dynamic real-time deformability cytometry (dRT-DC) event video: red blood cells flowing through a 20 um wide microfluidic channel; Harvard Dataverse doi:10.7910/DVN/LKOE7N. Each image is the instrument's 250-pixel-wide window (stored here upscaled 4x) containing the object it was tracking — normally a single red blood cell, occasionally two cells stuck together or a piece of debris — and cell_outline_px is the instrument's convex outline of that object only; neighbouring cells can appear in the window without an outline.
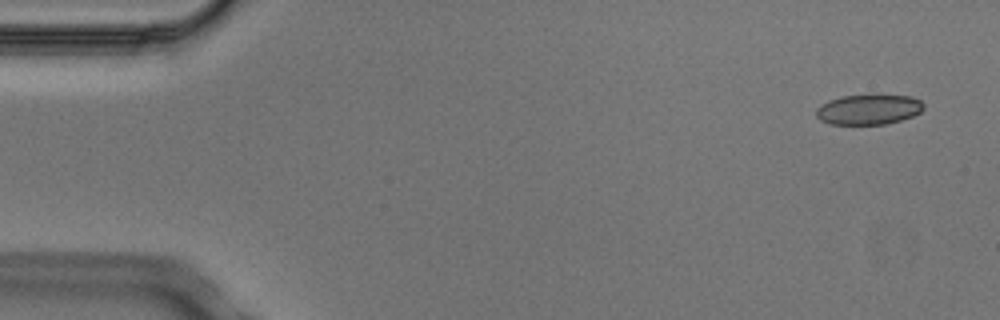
{"species": "Egyptian fruit bat (a non-hibernating species)", "species_latin": "Rousettus aegyptiacus", "temperature_condition": "cold", "stored_images_in_passage": 3, "camera_frame_rate_fps": 3000, "um_per_image_px": 0.085, "animal": {"sex": "male"}, "frame": {"image": 1, "passage_image": 1, "time_ms": 0.0, "image_size_px": [1000, 320], "cell_outline_px": [[924, 108], [920, 112], [912, 116], [900, 120], [884, 124], [828, 124], [820, 120], [816, 116], [816, 108], [820, 104], [828, 100], [840, 96], [872, 92], [876, 92], [912, 96], [920, 100], [924, 104]], "centroid_in_image_um": [73.83, 9.24], "position_along_channel_um": 11.2, "area_um2": 19.83}}